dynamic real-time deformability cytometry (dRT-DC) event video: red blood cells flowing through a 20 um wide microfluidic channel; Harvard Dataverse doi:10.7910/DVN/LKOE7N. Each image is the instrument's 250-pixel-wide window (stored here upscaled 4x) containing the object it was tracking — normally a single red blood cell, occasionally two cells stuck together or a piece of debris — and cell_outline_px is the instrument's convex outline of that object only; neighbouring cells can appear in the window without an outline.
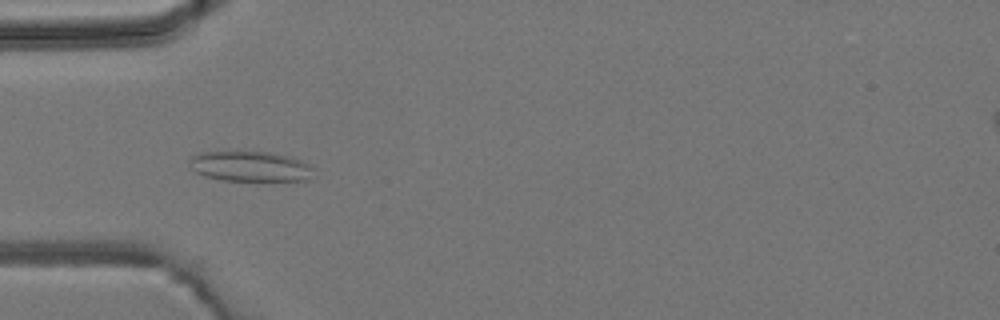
{"species": "common noctule bat (a hibernating species)", "species_latin": "Nyctalus noctula", "temperature_condition": "room temperature", "stored_images_in_passage": 2, "camera_frame_rate_fps": 3000, "um_per_image_px": 0.085, "animal": {"sex": "male", "body_mass_g": 19.2, "forearm_length_mm": 51.8}, "frame": {"image": 1, "passage_image": 1, "time_ms": 0.0, "image_size_px": [1000, 320], "cell_outline_px": [[312, 180], [220, 180], [204, 176], [196, 172], [188, 164], [188, 160], [192, 156], [200, 152], [240, 148], [272, 152], [288, 156], [300, 160], [308, 164], [312, 168]], "centroid_in_image_um": [21.19, 14.08], "position_along_channel_um": 63.8, "area_um2": 22.83}}